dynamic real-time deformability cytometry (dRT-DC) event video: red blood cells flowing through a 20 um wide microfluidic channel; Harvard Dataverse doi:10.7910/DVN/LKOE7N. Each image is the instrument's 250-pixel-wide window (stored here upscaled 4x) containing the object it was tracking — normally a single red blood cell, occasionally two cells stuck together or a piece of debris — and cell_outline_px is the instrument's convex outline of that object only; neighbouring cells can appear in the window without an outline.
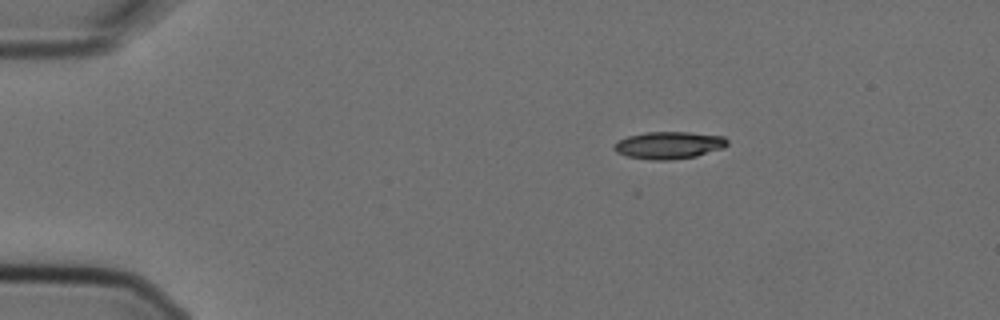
{"species": "Egyptian fruit bat (a non-hibernating species)", "species_latin": "Rousettus aegyptiacus", "temperature_condition": "cold", "stored_images_in_passage": 2, "camera_frame_rate_fps": 3000, "um_per_image_px": 0.085, "animal": {"sex": "female"}, "frame": {"image": 1, "passage_image": 1, "time_ms": 0.0, "image_size_px": [1000, 320], "cell_outline_px": [[728, 144], [724, 148], [696, 156], [672, 160], [652, 160], [628, 156], [616, 152], [612, 148], [612, 144], [616, 140], [628, 136], [644, 132], [688, 132], [724, 136], [728, 140]], "centroid_in_image_um": [56.83, 12.34], "position_along_channel_um": 28.2, "area_um2": 18.21}}